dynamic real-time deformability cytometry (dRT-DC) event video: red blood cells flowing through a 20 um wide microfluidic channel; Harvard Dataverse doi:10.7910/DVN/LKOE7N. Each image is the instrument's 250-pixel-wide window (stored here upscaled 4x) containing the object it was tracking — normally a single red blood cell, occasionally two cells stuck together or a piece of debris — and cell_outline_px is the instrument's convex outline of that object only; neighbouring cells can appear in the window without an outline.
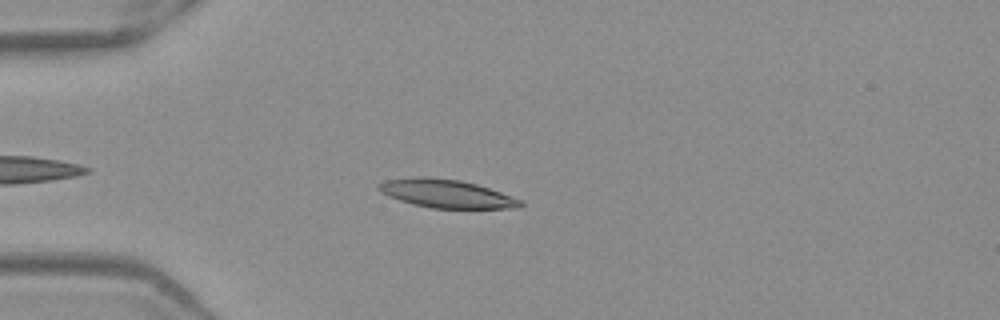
{"species": "Egyptian fruit bat (a non-hibernating species)", "species_latin": "Rousettus aegyptiacus", "temperature_condition": "warm", "stored_images_in_passage": 44, "camera_frame_rate_fps": 3000, "um_per_image_px": 0.085, "frame": {"image": 1, "passage_image": 6, "time_ms": 1.667, "image_size_px": [1000, 320], "cell_outline_px": [[524, 204], [520, 208], [432, 208], [412, 204], [388, 196], [380, 192], [376, 188], [376, 184], [384, 180], [420, 176], [424, 176], [460, 180], [476, 184], [524, 200]], "centroid_in_image_um": [37.92, 16.45], "position_along_channel_um": 47.1, "area_um2": 23.52}}
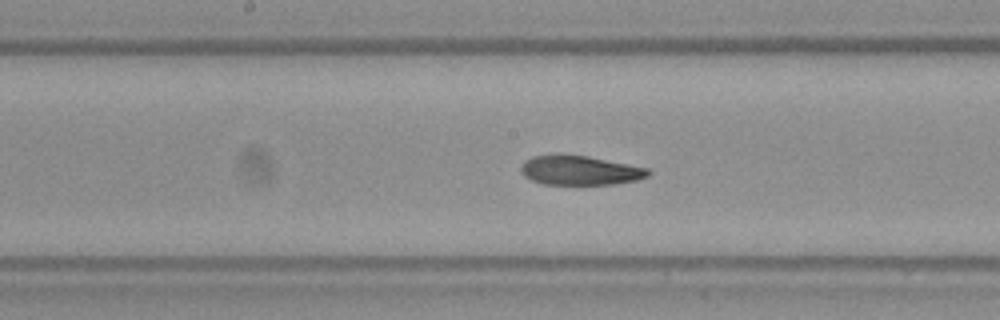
{"frame": {"image": 2, "passage_image": 19, "time_ms": 6.0, "image_size_px": [1000, 320], "cell_outline_px": [[652, 172], [648, 176], [636, 180], [612, 184], [544, 184], [532, 180], [524, 176], [520, 172], [520, 168], [524, 160], [532, 156], [556, 152], [560, 152], [588, 156], [648, 168]], "centroid_in_image_um": [49.23, 14.44], "position_along_channel_um": 199.0, "area_um2": 22.25}}
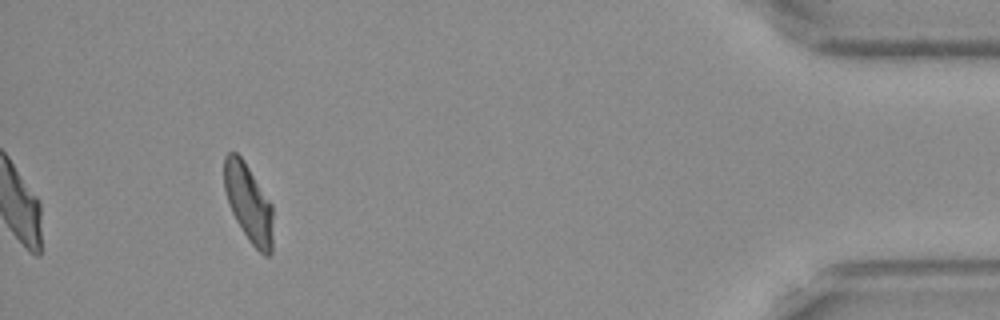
{"frame": {"image": 3, "passage_image": 40, "time_ms": 13.0, "image_size_px": [1000, 320], "cell_outline_px": [[272, 252], [268, 256], [264, 256], [248, 240], [236, 220], [232, 212], [224, 188], [224, 156], [228, 152], [236, 152], [244, 160], [272, 204]], "centroid_in_image_um": [21.13, 17.25], "position_along_channel_um": 414.1, "area_um2": 22.08}, "authors_computed_cell_mechanics": {"area_um2": 22.6287, "velocity_mm_per_s": 3.959, "shape_relaxation_time_tau1_ms": 8.6906, "shape_relaxation_time_tau2_ms": 3.2736, "deformation_change_tau1": 0.2338, "deformation_change_tau2": 0.1081}}